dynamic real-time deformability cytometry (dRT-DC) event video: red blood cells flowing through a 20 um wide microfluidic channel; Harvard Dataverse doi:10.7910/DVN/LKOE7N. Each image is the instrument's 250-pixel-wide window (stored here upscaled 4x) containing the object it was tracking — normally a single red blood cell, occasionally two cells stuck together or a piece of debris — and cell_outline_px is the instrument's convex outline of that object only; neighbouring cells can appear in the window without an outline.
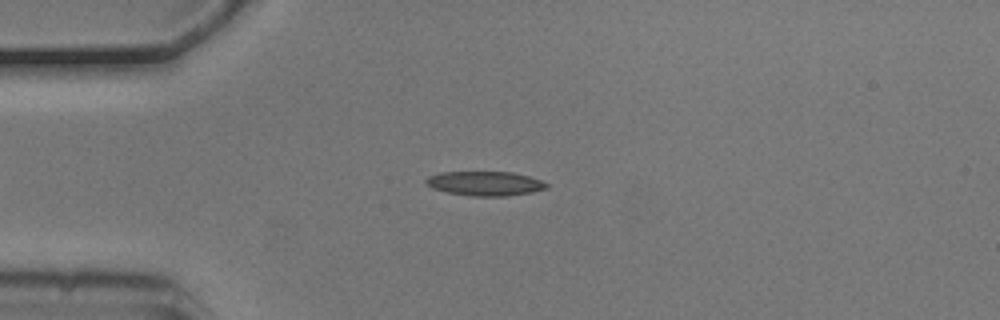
{"species": "common noctule bat (a hibernating species)", "species_latin": "Nyctalus noctula", "temperature_condition": "cold", "stored_images_in_passage": 44, "camera_frame_rate_fps": 3000, "um_per_image_px": 0.085, "animal": {"sex": "male", "body_mass_g": 20.5, "forearm_length_mm": 52.5}, "frame": {"image": 1, "passage_image": 3, "time_ms": 0.667, "image_size_px": [1000, 320], "cell_outline_px": [[548, 188], [532, 192], [508, 196], [472, 196], [448, 192], [432, 188], [424, 184], [424, 180], [428, 176], [440, 172], [512, 172], [528, 176], [540, 180], [548, 184]], "centroid_in_image_um": [41.2, 15.59], "position_along_channel_um": 43.8, "area_um2": 17.17}}
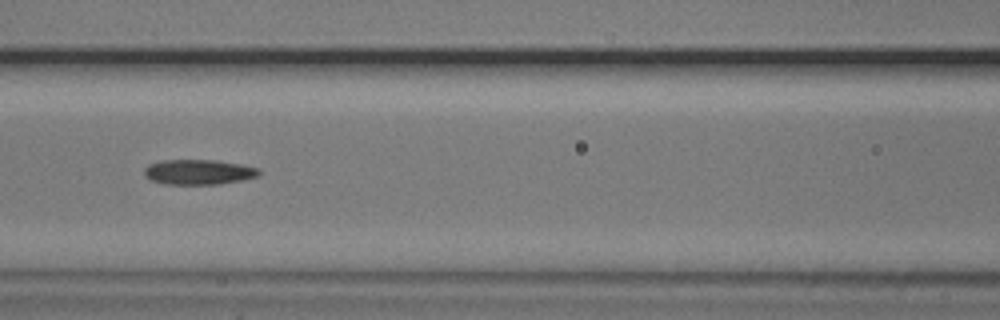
{"frame": {"image": 2, "passage_image": 13, "time_ms": 4.0, "image_size_px": [1000, 320], "cell_outline_px": [[260, 176], [244, 180], [220, 184], [164, 184], [152, 180], [144, 176], [144, 168], [148, 164], [160, 160], [216, 160], [244, 164], [260, 168]], "centroid_in_image_um": [16.92, 14.62], "position_along_channel_um": 149.7, "area_um2": 17.11}}
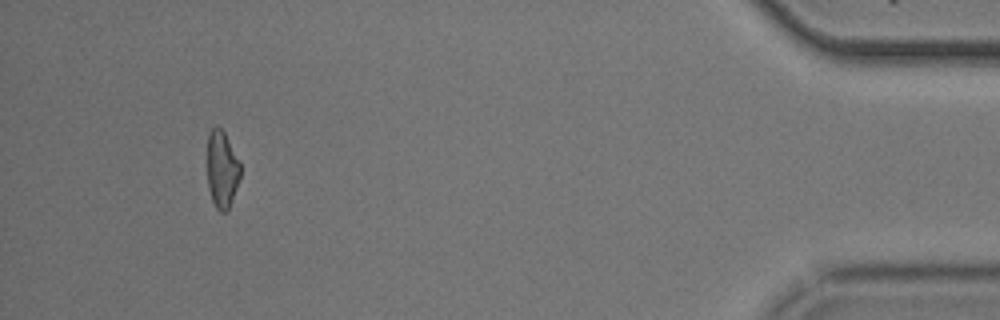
{"frame": {"image": 3, "passage_image": 40, "time_ms": 13.0, "image_size_px": [1000, 320], "cell_outline_px": [[240, 176], [228, 212], [220, 212], [216, 208], [212, 200], [208, 188], [208, 132], [212, 128], [220, 128], [224, 132], [240, 164]], "centroid_in_image_um": [18.86, 14.44], "position_along_channel_um": 416.3, "area_um2": 14.62}, "authors_computed_cell_mechanics": {"area_um2": 16.3285, "velocity_mm_per_s": 3.7318, "shape_relaxation_time_tau1_ms": 2.5954, "shape_relaxation_time_tau2_ms": 8.1366, "deformation_change_tau1": 0.1433, "deformation_change_tau2": 0.2101}}